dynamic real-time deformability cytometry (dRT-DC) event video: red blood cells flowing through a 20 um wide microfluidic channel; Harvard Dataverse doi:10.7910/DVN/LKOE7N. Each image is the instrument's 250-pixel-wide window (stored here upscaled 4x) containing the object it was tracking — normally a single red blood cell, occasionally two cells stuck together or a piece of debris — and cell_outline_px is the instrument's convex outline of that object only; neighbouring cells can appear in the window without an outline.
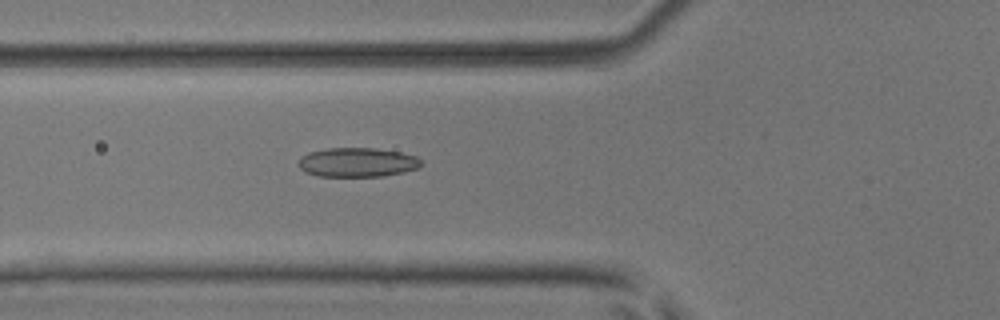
{"species": "common noctule bat (a hibernating species)", "species_latin": "Nyctalus noctula", "temperature_condition": "room temperature", "stored_images_in_passage": 39, "camera_frame_rate_fps": 3000, "um_per_image_px": 0.085, "animal": {"sex": "male", "body_mass_g": 17.9, "forearm_length_mm": 54.2}, "frame": {"image": 1, "passage_image": 15, "time_ms": 4.667, "image_size_px": [1000, 320], "cell_outline_px": [[424, 164], [420, 168], [404, 172], [384, 176], [320, 176], [304, 172], [300, 168], [300, 160], [308, 152], [328, 148], [376, 148], [400, 152], [416, 156]], "centroid_in_image_um": [30.43, 13.8], "position_along_channel_um": 95.4, "area_um2": 20.92}}
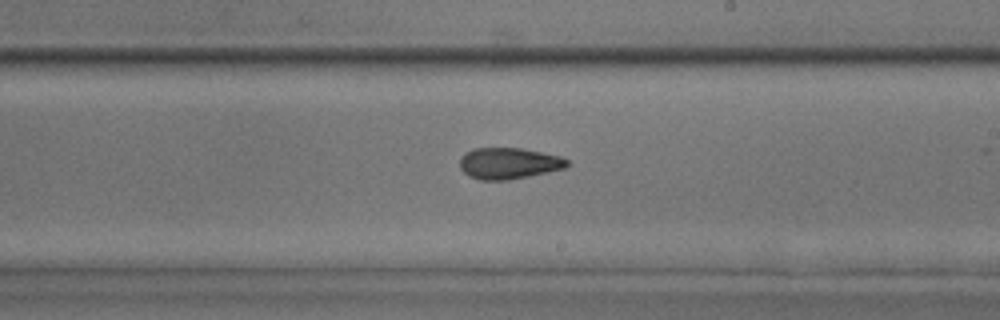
{"frame": {"image": 2, "passage_image": 26, "time_ms": 8.333, "image_size_px": [1000, 320], "cell_outline_px": [[568, 164], [564, 168], [548, 172], [508, 180], [480, 180], [468, 176], [460, 168], [460, 156], [464, 152], [472, 148], [520, 148], [560, 156], [568, 160]], "centroid_in_image_um": [43.19, 13.88], "position_along_channel_um": 245.8, "area_um2": 19.59}}
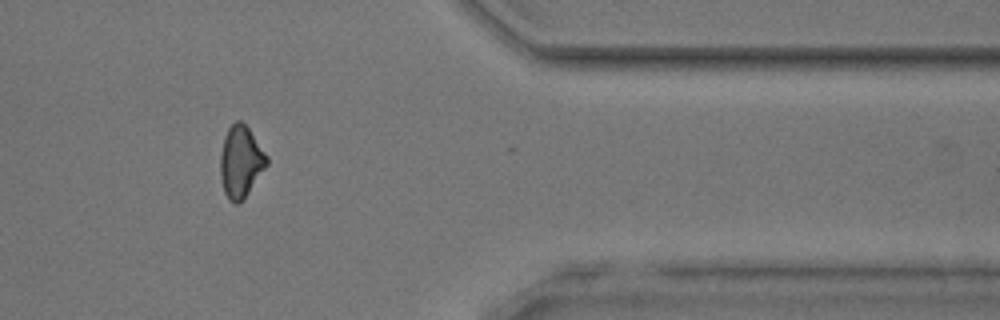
{"frame": {"image": 3, "passage_image": 38, "time_ms": 12.333, "image_size_px": [1000, 320], "cell_outline_px": [[268, 164], [240, 204], [236, 204], [228, 200], [224, 192], [220, 176], [220, 152], [224, 136], [228, 128], [236, 120], [240, 120], [248, 128], [268, 156]], "centroid_in_image_um": [20.45, 13.76], "position_along_channel_um": 391.0, "area_um2": 19.48}, "authors_computed_cell_mechanics": {"area_um2": 19.941, "velocity_mm_per_s": 4.1093, "shape_relaxation_time_tau1_ms": 6.8487, "shape_relaxation_time_tau2_ms": 2.9014, "deformation_change_tau1": 0.1353, "deformation_change_tau2": 0.1063}}